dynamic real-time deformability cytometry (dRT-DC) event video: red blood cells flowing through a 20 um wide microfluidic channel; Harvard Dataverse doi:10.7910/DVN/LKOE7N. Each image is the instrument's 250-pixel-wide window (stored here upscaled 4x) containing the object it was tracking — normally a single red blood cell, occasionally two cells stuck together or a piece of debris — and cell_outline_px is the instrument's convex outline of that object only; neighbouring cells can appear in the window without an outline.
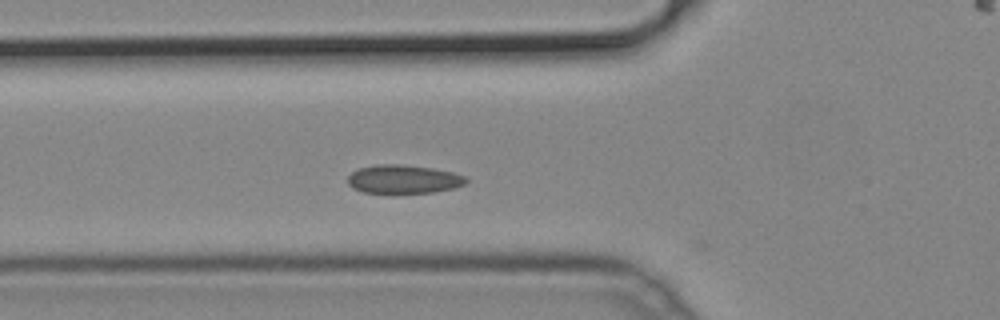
{"species": "common noctule bat (a hibernating species)", "species_latin": "Nyctalus noctula", "temperature_condition": "cold", "stored_images_in_passage": 32, "camera_frame_rate_fps": 3000, "um_per_image_px": 0.085, "animal": {"sex": "male", "body_mass_g": 19.2, "forearm_length_mm": 51.8}, "frame": {"image": 1, "passage_image": 2, "time_ms": 0.333, "image_size_px": [1000, 320], "cell_outline_px": [[468, 180], [464, 184], [452, 188], [432, 192], [364, 192], [352, 188], [348, 184], [348, 176], [356, 168], [376, 164], [400, 164], [432, 168], [452, 172], [464, 176]], "centroid_in_image_um": [34.25, 15.21], "position_along_channel_um": 91.6, "area_um2": 19.48}}
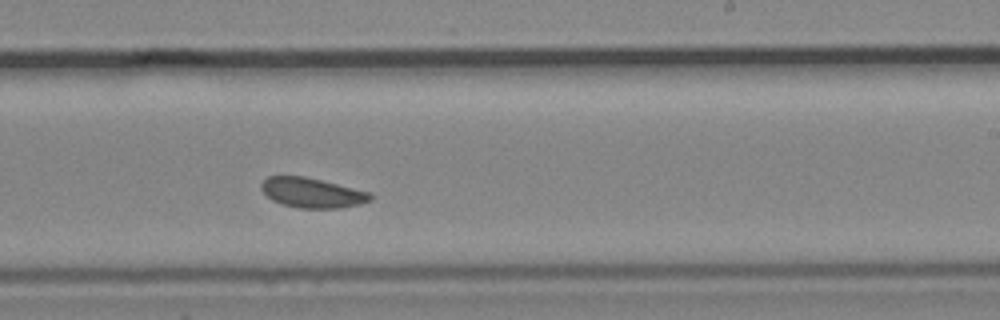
{"frame": {"image": 2, "passage_image": 15, "time_ms": 4.667, "image_size_px": [1000, 320], "cell_outline_px": [[372, 200], [360, 204], [340, 208], [300, 208], [284, 204], [272, 200], [260, 188], [260, 184], [268, 176], [304, 176], [372, 192]], "centroid_in_image_um": [26.56, 16.38], "position_along_channel_um": 262.4, "area_um2": 18.96}}
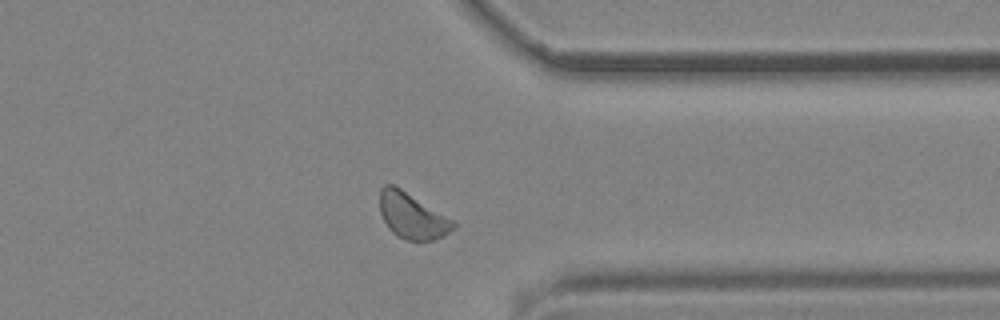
{"frame": {"image": 3, "passage_image": 24, "time_ms": 7.667, "image_size_px": [1000, 320], "cell_outline_px": [[456, 228], [444, 236], [432, 240], [408, 240], [396, 236], [388, 228], [380, 212], [380, 188], [384, 184], [392, 184], [400, 188], [456, 220]], "centroid_in_image_um": [35.07, 18.35], "position_along_channel_um": 376.3, "area_um2": 19.83}}